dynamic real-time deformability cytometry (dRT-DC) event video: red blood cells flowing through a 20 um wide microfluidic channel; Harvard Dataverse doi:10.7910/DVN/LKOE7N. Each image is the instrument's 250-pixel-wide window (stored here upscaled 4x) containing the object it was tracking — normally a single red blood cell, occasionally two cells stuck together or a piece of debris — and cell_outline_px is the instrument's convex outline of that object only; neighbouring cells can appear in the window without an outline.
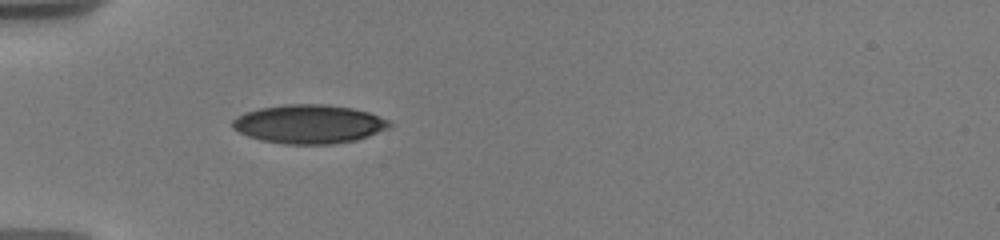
{"species": "human", "species_latin": "Homo sapiens", "temperature_condition": "warm", "stored_images_in_passage": 54, "camera_frame_rate_fps": 3000, "um_per_image_px": 0.085, "donor": {"sex": "male"}, "frame": {"image": 1, "passage_image": 1, "time_ms": 0.0, "image_size_px": [1000, 240], "cell_outline_px": [[392, 124], [388, 128], [368, 136], [356, 140], [332, 144], [284, 144], [260, 140], [248, 136], [232, 128], [232, 120], [236, 116], [244, 112], [260, 108], [284, 104], [328, 104], [352, 108], [368, 112], [388, 120]], "centroid_in_image_um": [26.23, 10.54], "position_along_channel_um": 58.8, "area_um2": 35.55}}
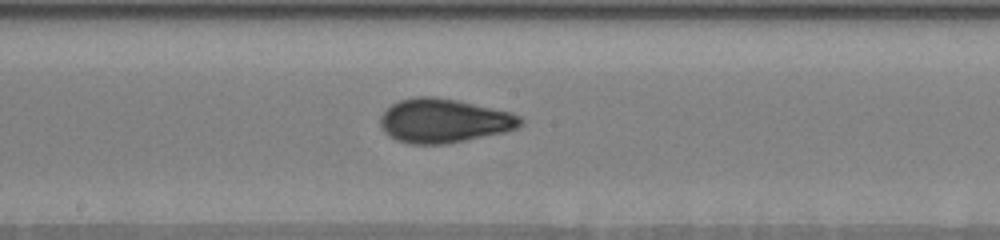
{"frame": {"image": 2, "passage_image": 21, "time_ms": 4.333, "image_size_px": [1000, 240], "cell_outline_px": [[524, 124], [516, 128], [504, 132], [448, 144], [408, 144], [396, 140], [388, 136], [380, 128], [380, 116], [392, 104], [400, 100], [416, 96], [432, 96], [456, 100], [512, 112], [520, 116], [524, 120]], "centroid_in_image_um": [37.73, 10.27], "position_along_channel_um": 210.5, "area_um2": 36.18}}
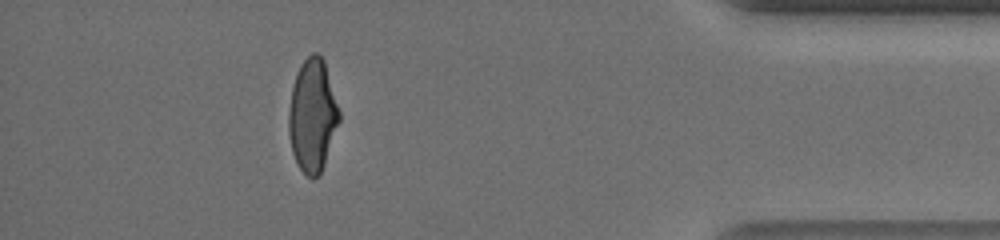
{"frame": {"image": 3, "passage_image": 45, "time_ms": 10.667, "image_size_px": [1000, 240], "cell_outline_px": [[340, 120], [324, 164], [320, 172], [312, 180], [300, 168], [292, 152], [288, 132], [288, 112], [292, 88], [296, 72], [300, 64], [312, 52], [316, 52], [324, 60], [340, 112]], "centroid_in_image_um": [26.55, 9.79], "position_along_channel_um": 408.6, "area_um2": 33.0}, "authors_computed_cell_mechanics": {"area_um2": 34.3332, "velocity_mm_per_s": 3.723, "shape_relaxation_time_tau1_ms": 9.0316, "shape_relaxation_time_tau2_ms": 0.947, "deformation_change_tau1": 0.2518, "deformation_change_tau2": 0.0622}}